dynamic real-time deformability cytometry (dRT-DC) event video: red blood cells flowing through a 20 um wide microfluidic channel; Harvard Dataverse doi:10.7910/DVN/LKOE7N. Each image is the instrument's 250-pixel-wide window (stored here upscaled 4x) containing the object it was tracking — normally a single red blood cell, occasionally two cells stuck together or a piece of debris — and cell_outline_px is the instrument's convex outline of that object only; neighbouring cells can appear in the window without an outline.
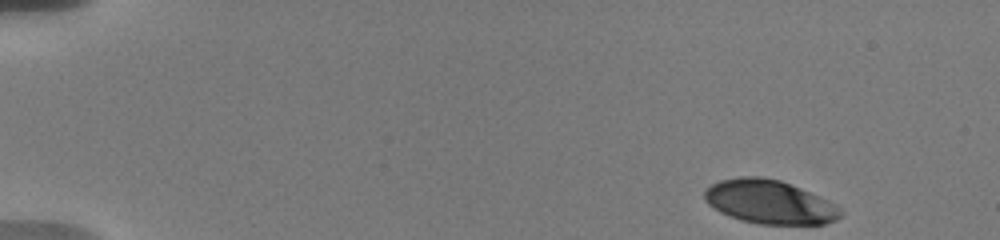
{"species": "human", "species_latin": "Homo sapiens", "temperature_condition": "warm", "stored_images_in_passage": 47, "camera_frame_rate_fps": 3000, "um_per_image_px": 0.085, "donor": {"sex": "male"}, "frame": {"image": 1, "passage_image": 1, "time_ms": 0.0, "image_size_px": [1000, 240], "cell_outline_px": [[844, 212], [836, 220], [824, 224], [760, 224], [740, 220], [720, 212], [708, 204], [704, 200], [704, 192], [712, 184], [720, 180], [740, 176], [760, 176], [780, 180], [820, 196], [836, 204]], "centroid_in_image_um": [65.42, 17.16], "position_along_channel_um": 19.6, "area_um2": 34.74}}
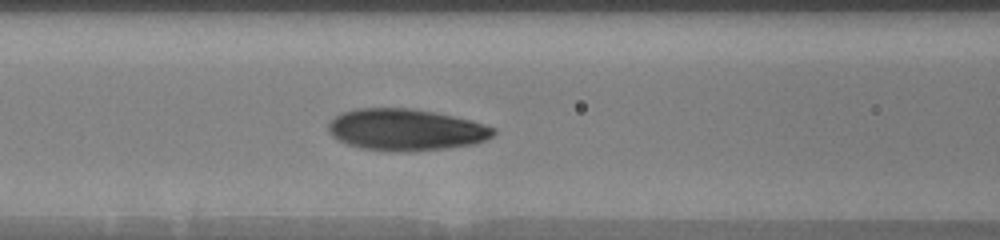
{"frame": {"image": 2, "passage_image": 18, "time_ms": 6.667, "image_size_px": [1000, 240], "cell_outline_px": [[496, 132], [492, 136], [476, 144], [448, 148], [408, 152], [388, 152], [360, 148], [348, 144], [332, 136], [328, 132], [328, 124], [340, 112], [356, 108], [412, 108], [472, 120], [496, 128]], "centroid_in_image_um": [34.49, 11.04], "position_along_channel_um": 132.1, "area_um2": 40.4}}
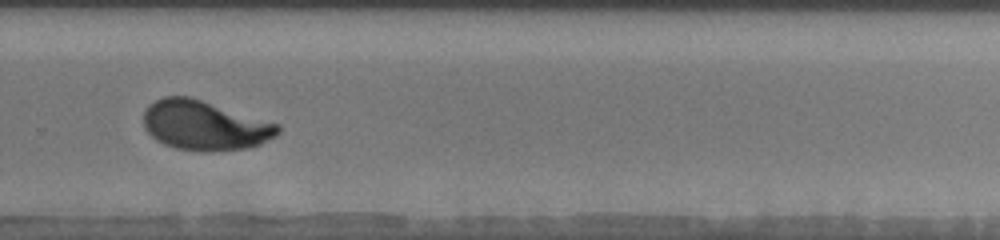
{"frame": {"image": 3, "passage_image": 32, "time_ms": 11.667, "image_size_px": [1000, 240], "cell_outline_px": [[280, 132], [276, 136], [260, 144], [248, 148], [176, 148], [164, 144], [156, 140], [144, 128], [144, 112], [148, 104], [164, 96], [188, 96], [280, 124]], "centroid_in_image_um": [17.38, 10.61], "position_along_channel_um": 312.4, "area_um2": 37.74}, "authors_computed_cell_mechanics": {"area_um2": 38.3792, "velocity_mm_per_s": 3.6126, "shape_relaxation_time_tau1_ms": 2.9055, "shape_relaxation_time_tau2_ms": 0.9395, "deformation_change_tau1": 0.1724, "deformation_change_tau2": 0.0523}}